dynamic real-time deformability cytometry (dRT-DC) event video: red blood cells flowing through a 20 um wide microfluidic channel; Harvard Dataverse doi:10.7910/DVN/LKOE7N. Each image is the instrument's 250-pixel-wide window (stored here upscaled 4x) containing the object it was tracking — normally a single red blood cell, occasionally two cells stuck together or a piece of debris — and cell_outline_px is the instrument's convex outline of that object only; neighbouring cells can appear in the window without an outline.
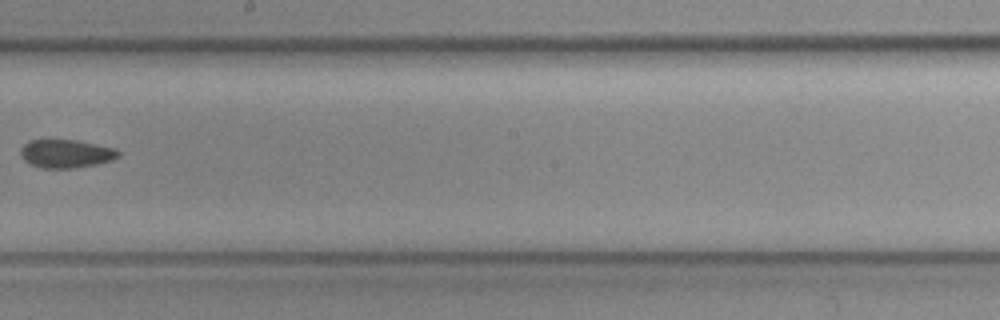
{"species": "common noctule bat (a hibernating species)", "species_latin": "Nyctalus noctula", "temperature_condition": "cold", "stored_images_in_passage": 8, "camera_frame_rate_fps": 3000, "um_per_image_px": 0.085, "animal": {"sex": "female", "body_mass_g": 19.3, "forearm_length_mm": 54.1}, "frame": {"image": 1, "passage_image": 8, "time_ms": 2.333, "image_size_px": [1000, 320], "cell_outline_px": [[120, 156], [112, 160], [96, 164], [72, 168], [40, 168], [24, 160], [20, 156], [20, 148], [28, 140], [48, 136], [76, 140], [116, 148], [120, 152]], "centroid_in_image_um": [5.55, 13.0], "position_along_channel_um": 242.6, "area_um2": 16.88}}